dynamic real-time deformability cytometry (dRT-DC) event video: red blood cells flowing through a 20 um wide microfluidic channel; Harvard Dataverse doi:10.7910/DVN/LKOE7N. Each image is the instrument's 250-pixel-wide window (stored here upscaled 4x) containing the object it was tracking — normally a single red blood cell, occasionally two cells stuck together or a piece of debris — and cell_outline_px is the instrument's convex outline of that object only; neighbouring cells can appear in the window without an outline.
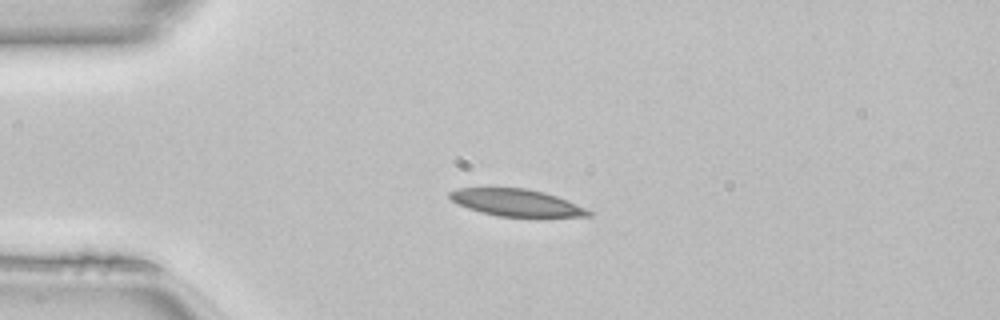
{"species": "common noctule bat (a hibernating species)", "species_latin": "Nyctalus noctula", "temperature_condition": "room temperature", "stored_images_in_passage": 42, "camera_frame_rate_fps": 3000, "um_per_image_px": 0.085, "animal": {"sex": "female", "body_mass_g": 22.7, "forearm_length_mm": 54.2}, "frame": {"image": 1, "passage_image": 8, "time_ms": 2.333, "image_size_px": [1000, 320], "cell_outline_px": [[592, 216], [496, 216], [480, 212], [468, 208], [452, 200], [448, 196], [448, 192], [460, 188], [528, 188], [544, 192], [568, 200], [592, 212]], "centroid_in_image_um": [43.87, 17.21], "position_along_channel_um": 41.1, "area_um2": 21.56}}
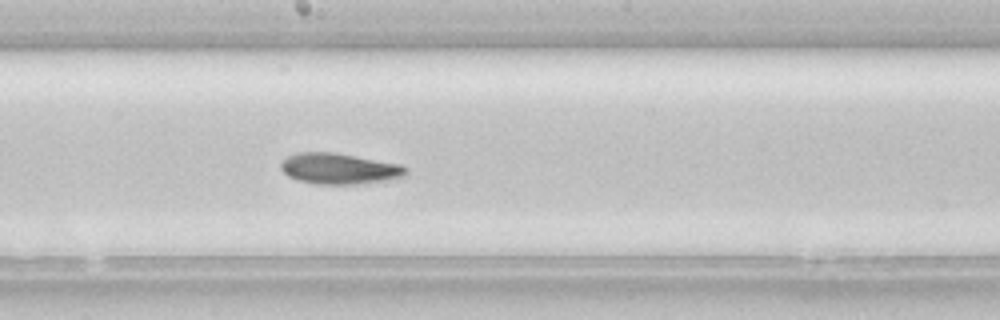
{"frame": {"image": 2, "passage_image": 23, "time_ms": 7.333, "image_size_px": [1000, 320], "cell_outline_px": [[408, 176], [384, 180], [356, 184], [316, 184], [296, 180], [288, 176], [280, 168], [280, 164], [288, 156], [296, 152], [332, 152], [400, 164], [408, 168]], "centroid_in_image_um": [28.83, 14.34], "position_along_channel_um": 219.4, "area_um2": 22.48}, "authors_computed_cell_mechanics": {"area_um2": 22.1085, "velocity_mm_per_s": 4.1115, "shape_relaxation_time_tau1_ms": 4.0703, "shape_relaxation_time_tau2_ms": 9.5123, "deformation_change_tau1": 0.1269, "deformation_change_tau2": 0.1895}}